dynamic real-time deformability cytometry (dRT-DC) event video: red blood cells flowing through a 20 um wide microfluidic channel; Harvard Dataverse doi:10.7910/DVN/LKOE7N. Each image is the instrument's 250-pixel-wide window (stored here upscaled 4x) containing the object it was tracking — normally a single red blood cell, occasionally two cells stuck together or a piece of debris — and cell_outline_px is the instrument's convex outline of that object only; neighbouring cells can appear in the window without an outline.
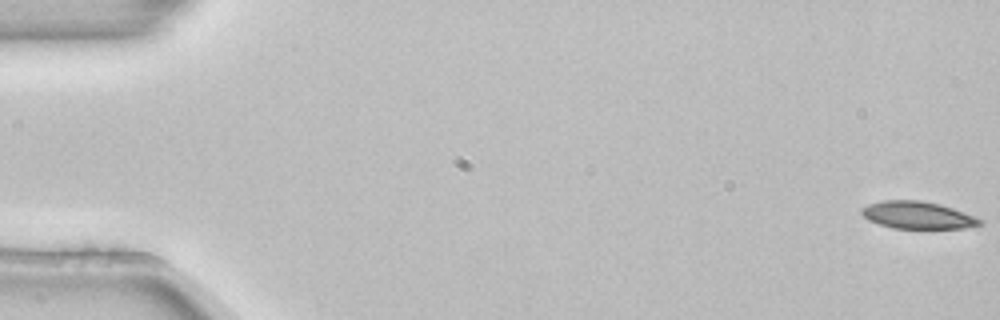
{"species": "common noctule bat (a hibernating species)", "species_latin": "Nyctalus noctula", "temperature_condition": "room temperature", "stored_images_in_passage": 5, "segment_of_instrument_passage": [1, 2], "camera_frame_rate_fps": 3000, "um_per_image_px": 0.085, "animal": {"sex": "female", "body_mass_g": 22.7, "forearm_length_mm": 54.2}, "frame": {"image": 1, "passage_image": 1, "time_ms": 0.0, "image_size_px": [1000, 320], "cell_outline_px": [[984, 224], [964, 228], [892, 228], [868, 220], [860, 212], [860, 208], [868, 204], [880, 200], [920, 200], [940, 204], [952, 208], [984, 220]], "centroid_in_image_um": [77.98, 18.28], "position_along_channel_um": 7.0, "area_um2": 18.84}}
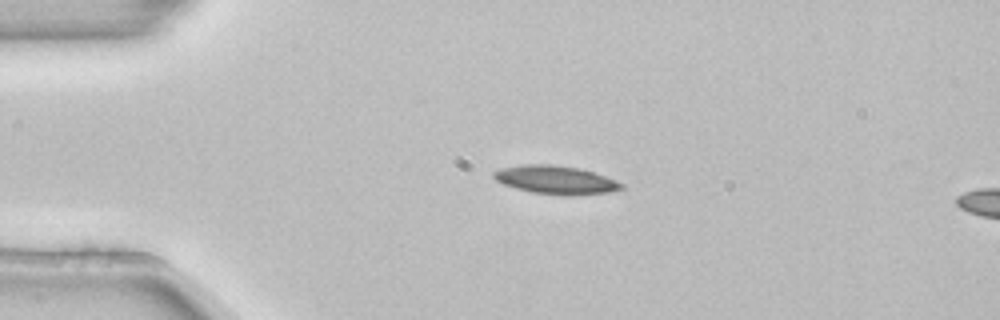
{"frame": {"image": 2, "passage_image": 4, "time_ms": 1.0, "image_size_px": [1000, 320], "cell_outline_px": [[624, 188], [612, 192], [572, 196], [564, 196], [532, 192], [516, 188], [504, 184], [496, 180], [492, 176], [492, 172], [504, 168], [528, 164], [552, 164], [576, 168], [592, 172], [616, 180], [624, 184]], "centroid_in_image_um": [47.27, 15.31], "position_along_channel_um": 37.7, "area_um2": 21.04}}